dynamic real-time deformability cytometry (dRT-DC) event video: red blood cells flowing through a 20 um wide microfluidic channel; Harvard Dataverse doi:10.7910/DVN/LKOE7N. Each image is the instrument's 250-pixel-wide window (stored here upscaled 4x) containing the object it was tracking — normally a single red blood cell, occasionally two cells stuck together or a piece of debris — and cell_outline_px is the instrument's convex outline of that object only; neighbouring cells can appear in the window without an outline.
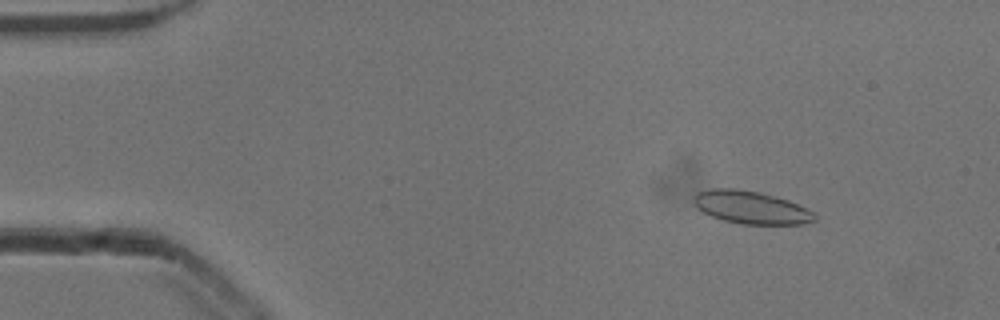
{"species": "common noctule bat (a hibernating species)", "species_latin": "Nyctalus noctula", "temperature_condition": "cold", "stored_images_in_passage": 47, "camera_frame_rate_fps": 3000, "um_per_image_px": 0.085, "animal": {"sex": "male", "body_mass_g": 13.3}, "frame": {"image": 1, "passage_image": 1, "time_ms": 0.0, "image_size_px": [1000, 320], "cell_outline_px": [[816, 220], [800, 224], [740, 224], [724, 220], [712, 216], [696, 208], [692, 200], [692, 196], [696, 192], [708, 188], [736, 188], [760, 192], [776, 196], [788, 200], [812, 212], [816, 216]], "centroid_in_image_um": [63.76, 17.61], "position_along_channel_um": 21.2, "area_um2": 23.18}}
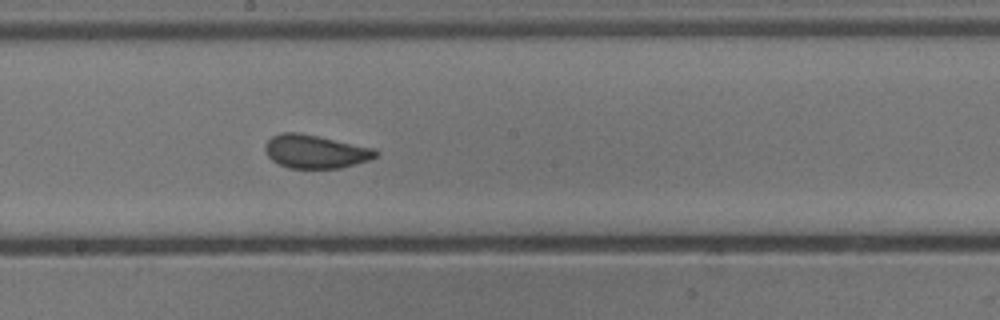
{"frame": {"image": 2, "passage_image": 23, "time_ms": 7.333, "image_size_px": [1000, 320], "cell_outline_px": [[380, 152], [376, 156], [368, 160], [356, 164], [340, 168], [288, 168], [272, 160], [268, 156], [264, 148], [264, 144], [272, 136], [280, 132], [300, 132], [376, 148]], "centroid_in_image_um": [26.81, 12.87], "position_along_channel_um": 221.4, "area_um2": 21.73}}
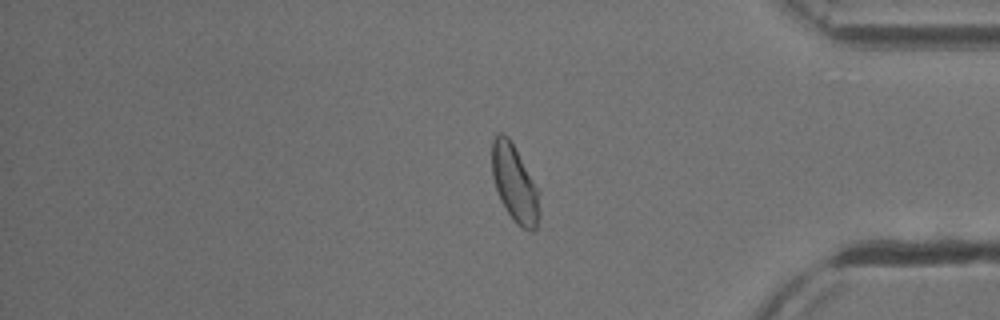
{"frame": {"image": 3, "passage_image": 38, "time_ms": 12.333, "image_size_px": [1000, 320], "cell_outline_px": [[540, 216], [536, 228], [532, 232], [528, 232], [516, 224], [504, 208], [500, 200], [492, 176], [492, 140], [496, 132], [504, 132], [508, 136], [540, 192]], "centroid_in_image_um": [43.76, 15.63], "position_along_channel_um": 391.4, "area_um2": 21.68}, "authors_computed_cell_mechanics": {"area_um2": 21.964, "velocity_mm_per_s": 3.8895, "shape_relaxation_time_tau1_ms": 5.5754, "shape_relaxation_time_tau2_ms": 0.7514, "deformation_change_tau1": 0.0967, "deformation_change_tau2": 0.0547}}